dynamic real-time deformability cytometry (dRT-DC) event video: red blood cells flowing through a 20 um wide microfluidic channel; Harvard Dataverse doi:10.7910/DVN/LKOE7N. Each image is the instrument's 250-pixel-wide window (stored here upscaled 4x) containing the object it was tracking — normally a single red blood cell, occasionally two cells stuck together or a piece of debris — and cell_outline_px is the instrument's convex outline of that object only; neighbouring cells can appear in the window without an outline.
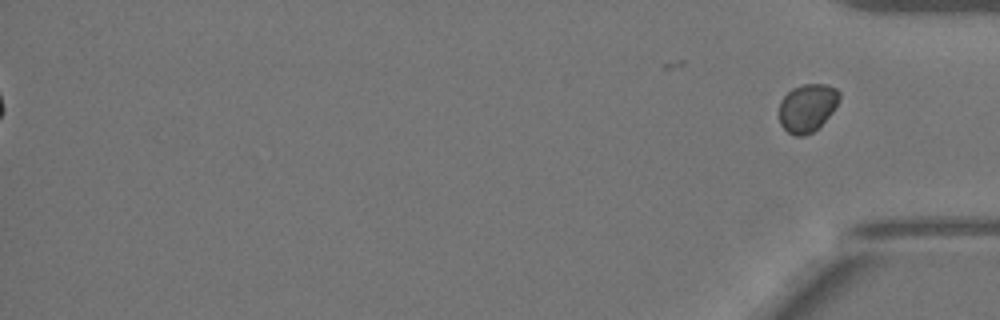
{"species": "Egyptian fruit bat (a non-hibernating species)", "species_latin": "Rousettus aegyptiacus", "temperature_condition": "warm", "stored_images_in_passage": 52, "segment_of_instrument_passage": [2, 2], "camera_frame_rate_fps": 3000, "um_per_image_px": 0.085, "animal": {"sex": "female"}, "frame": {"image": 1, "passage_image": 52, "time_ms": 17.0, "image_size_px": [1000, 320], "cell_outline_px": [[840, 100], [832, 112], [812, 132], [804, 136], [792, 136], [780, 124], [780, 100], [792, 88], [804, 84], [824, 84], [836, 88], [840, 92]], "centroid_in_image_um": [68.62, 9.15], "position_along_channel_um": 366.6, "area_um2": 16.76}}